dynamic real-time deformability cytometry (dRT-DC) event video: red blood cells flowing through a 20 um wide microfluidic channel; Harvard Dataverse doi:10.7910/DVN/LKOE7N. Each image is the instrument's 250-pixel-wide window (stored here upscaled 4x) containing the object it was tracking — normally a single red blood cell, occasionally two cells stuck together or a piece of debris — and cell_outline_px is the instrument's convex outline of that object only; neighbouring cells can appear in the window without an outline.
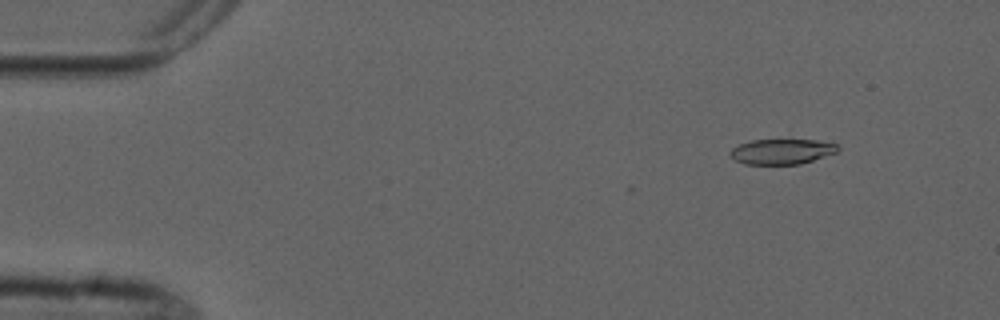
{"species": "common noctule bat (a hibernating species)", "species_latin": "Nyctalus noctula", "temperature_condition": "cold", "stored_images_in_passage": 6, "camera_frame_rate_fps": 3000, "um_per_image_px": 0.085, "animal": {"sex": "male", "forearm_length_mm": 52.5}, "frame": {"image": 1, "passage_image": 2, "time_ms": 1.333, "image_size_px": [1000, 320], "cell_outline_px": [[840, 148], [836, 152], [800, 164], [744, 164], [728, 156], [728, 152], [732, 148], [740, 144], [752, 140], [816, 140], [836, 144]], "centroid_in_image_um": [66.4, 12.88], "position_along_channel_um": 18.6, "area_um2": 15.72}}
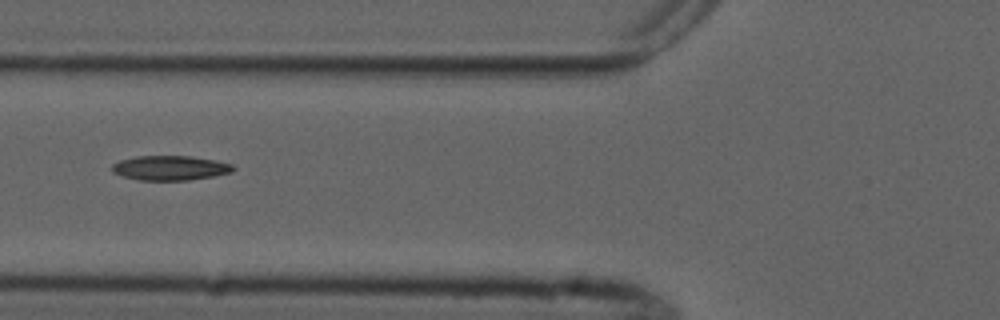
{"frame": {"image": 2, "passage_image": 6, "time_ms": 6.333, "image_size_px": [1000, 320], "cell_outline_px": [[236, 168], [232, 172], [212, 176], [188, 180], [140, 180], [120, 176], [112, 172], [112, 164], [120, 160], [136, 156], [192, 156], [216, 160], [232, 164]], "centroid_in_image_um": [14.45, 14.27], "position_along_channel_um": 111.3, "area_um2": 17.46}}